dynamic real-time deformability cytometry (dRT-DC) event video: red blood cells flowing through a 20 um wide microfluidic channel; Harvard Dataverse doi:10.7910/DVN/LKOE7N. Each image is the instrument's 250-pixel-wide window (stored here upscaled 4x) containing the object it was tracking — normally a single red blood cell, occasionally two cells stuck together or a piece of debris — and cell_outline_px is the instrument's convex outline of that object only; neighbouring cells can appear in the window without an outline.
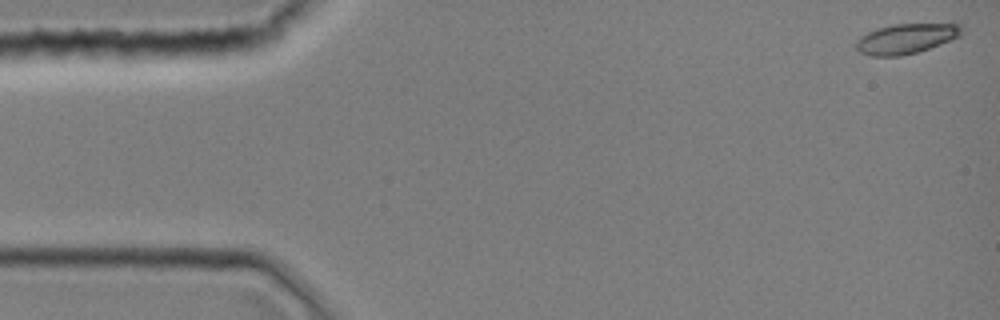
{"species": "common noctule bat (a hibernating species)", "species_latin": "Nyctalus noctula", "temperature_condition": "room temperature", "stored_images_in_passage": 44, "camera_frame_rate_fps": 3000, "um_per_image_px": 0.085, "animal": {"sex": "female", "body_mass_g": 19.0, "forearm_length_mm": 51.5}, "frame": {"image": 1, "passage_image": 1, "time_ms": 0.0, "image_size_px": [1000, 320], "cell_outline_px": [[960, 36], [952, 40], [916, 52], [900, 56], [872, 56], [860, 52], [856, 48], [856, 40], [860, 36], [876, 28], [896, 24], [960, 24]], "centroid_in_image_um": [76.97, 3.29], "position_along_channel_um": 8.0, "area_um2": 18.21}}
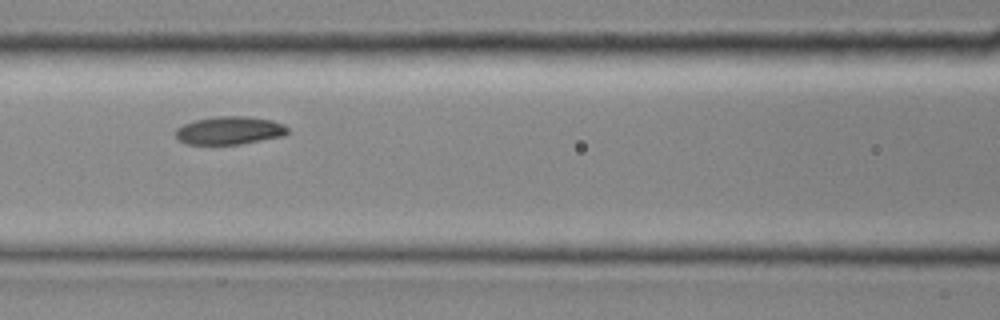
{"frame": {"image": 2, "passage_image": 19, "time_ms": 6.0, "image_size_px": [1000, 320], "cell_outline_px": [[288, 132], [284, 136], [240, 144], [188, 144], [176, 140], [176, 128], [184, 124], [196, 120], [216, 116], [244, 116], [272, 120], [284, 124], [288, 128]], "centroid_in_image_um": [19.51, 11.09], "position_along_channel_um": 147.1, "area_um2": 18.32}}
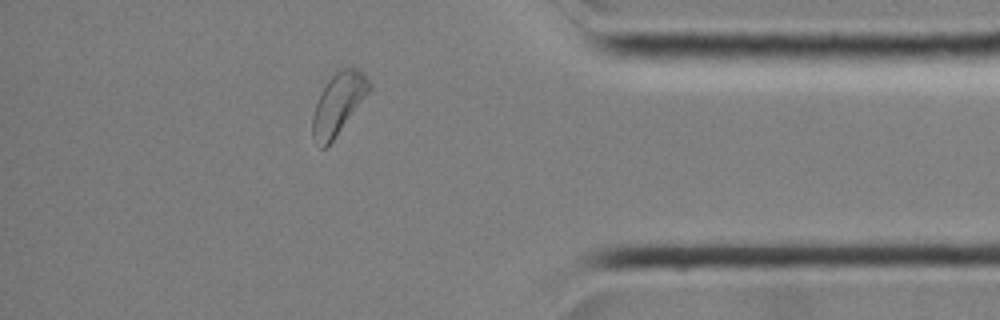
{"frame": {"image": 3, "passage_image": 38, "time_ms": 12.333, "image_size_px": [1000, 320], "cell_outline_px": [[372, 88], [332, 140], [324, 148], [320, 148], [312, 136], [312, 116], [320, 92], [328, 80], [336, 72], [344, 68], [356, 68], [372, 84]], "centroid_in_image_um": [28.73, 8.81], "position_along_channel_um": 406.5, "area_um2": 19.65}}